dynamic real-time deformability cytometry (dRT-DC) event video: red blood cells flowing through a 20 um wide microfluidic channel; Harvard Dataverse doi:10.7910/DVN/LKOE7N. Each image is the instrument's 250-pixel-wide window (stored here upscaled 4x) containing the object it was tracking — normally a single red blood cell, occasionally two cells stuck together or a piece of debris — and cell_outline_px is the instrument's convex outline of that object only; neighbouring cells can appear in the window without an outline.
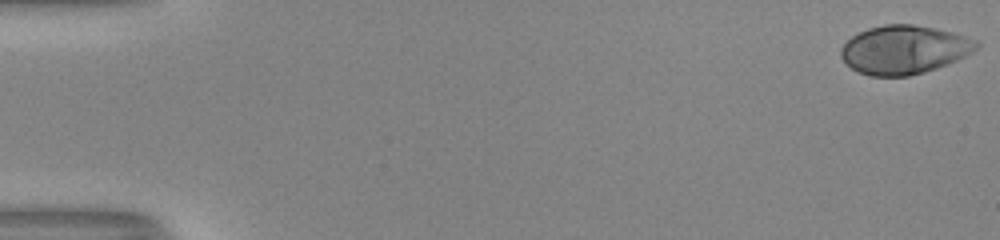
{"species": "human", "species_latin": "Homo sapiens", "temperature_condition": "room temperature", "stored_images_in_passage": 53, "camera_frame_rate_fps": 3000, "um_per_image_px": 0.085, "donor": {"sex": "male"}, "frame": {"image": 1, "passage_image": 1, "time_ms": 0.0, "image_size_px": [1000, 240], "cell_outline_px": [[980, 44], [972, 52], [948, 64], [924, 72], [908, 76], [872, 76], [856, 72], [840, 56], [840, 48], [852, 36], [868, 28], [884, 24], [912, 24], [936, 28], [952, 32], [976, 40]], "centroid_in_image_um": [76.83, 4.22], "position_along_channel_um": 8.2, "area_um2": 38.26}}
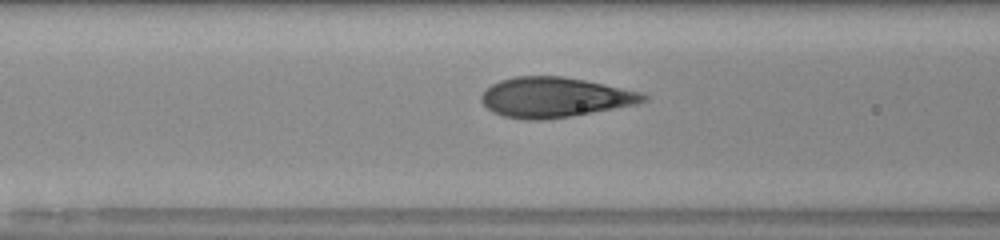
{"frame": {"image": 2, "passage_image": 23, "time_ms": 7.333, "image_size_px": [1000, 240], "cell_outline_px": [[648, 100], [636, 104], [592, 112], [544, 120], [528, 120], [504, 116], [492, 112], [480, 100], [480, 96], [492, 84], [500, 80], [516, 76], [564, 76], [604, 84], [640, 92], [648, 96]], "centroid_in_image_um": [47.13, 8.27], "position_along_channel_um": 119.5, "area_um2": 37.45}}
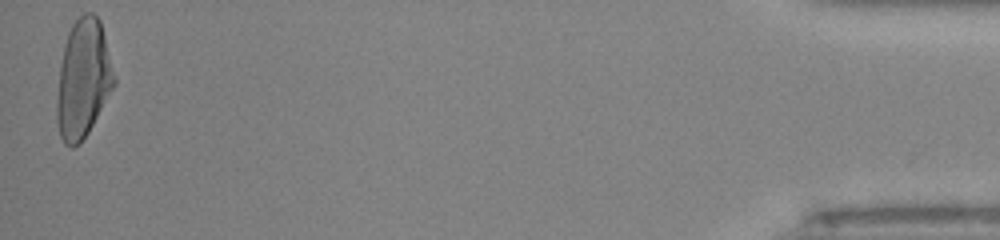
{"frame": {"image": 3, "passage_image": 53, "time_ms": 17.333, "image_size_px": [1000, 240], "cell_outline_px": [[116, 84], [88, 132], [80, 144], [72, 148], [64, 144], [60, 136], [56, 120], [56, 104], [60, 64], [64, 44], [68, 32], [72, 24], [84, 12], [92, 12], [100, 20], [116, 80]], "centroid_in_image_um": [7.05, 6.73], "position_along_channel_um": 428.1, "area_um2": 39.59}, "authors_computed_cell_mechanics": {"area_um2": 37.6856, "velocity_mm_per_s": 4.0133, "shape_relaxation_time_tau1_ms": 4.2521, "shape_relaxation_time_tau2_ms": null, "deformation_change_tau1": 0.2381, "deformation_change_tau2": null}}